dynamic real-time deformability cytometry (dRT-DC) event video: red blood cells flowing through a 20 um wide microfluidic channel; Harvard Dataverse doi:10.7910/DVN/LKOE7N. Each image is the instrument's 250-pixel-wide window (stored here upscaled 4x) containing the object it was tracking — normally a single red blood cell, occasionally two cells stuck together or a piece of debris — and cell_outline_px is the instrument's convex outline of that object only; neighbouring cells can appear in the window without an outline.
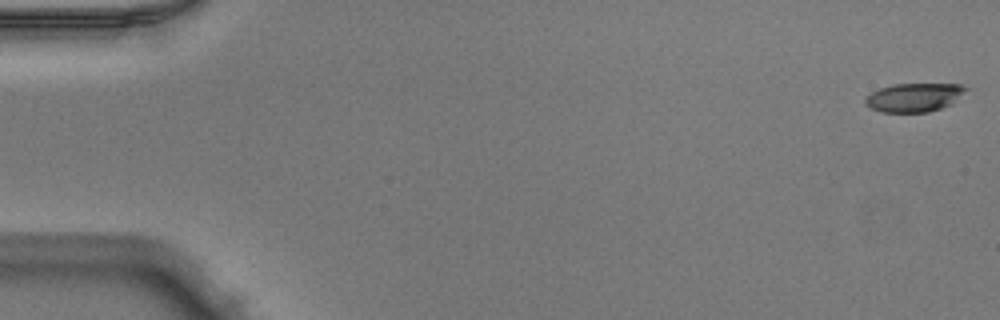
{"species": "Egyptian fruit bat (a non-hibernating species)", "species_latin": "Rousettus aegyptiacus", "temperature_condition": "warm", "stored_images_in_passage": 47, "camera_frame_rate_fps": 3000, "um_per_image_px": 0.085, "animal": {"sex": "male"}, "frame": {"image": 1, "passage_image": 1, "time_ms": 0.0, "image_size_px": [1000, 320], "cell_outline_px": [[968, 88], [952, 104], [928, 112], [884, 112], [872, 108], [864, 100], [872, 92], [880, 88], [892, 84], [960, 84]], "centroid_in_image_um": [77.72, 8.27], "position_along_channel_um": 7.3, "area_um2": 16.53}}
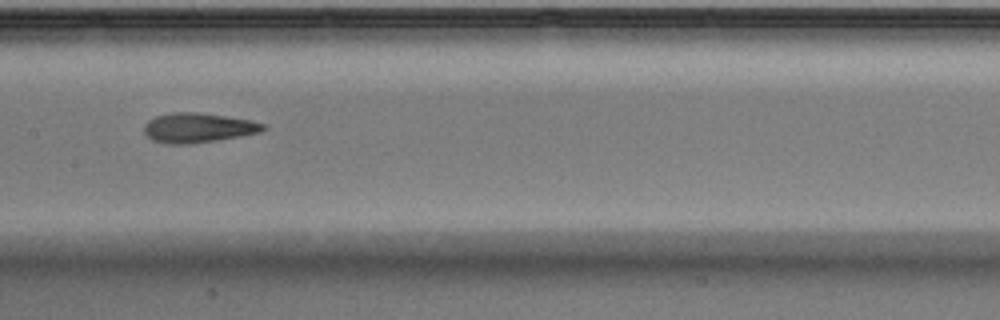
{"frame": {"image": 2, "passage_image": 26, "time_ms": 8.333, "image_size_px": [1000, 320], "cell_outline_px": [[268, 128], [260, 132], [240, 136], [192, 144], [168, 144], [152, 140], [144, 132], [144, 124], [148, 120], [156, 116], [172, 112], [196, 112], [224, 116], [248, 120], [264, 124]], "centroid_in_image_um": [16.8, 10.86], "position_along_channel_um": 190.6, "area_um2": 20.46}}
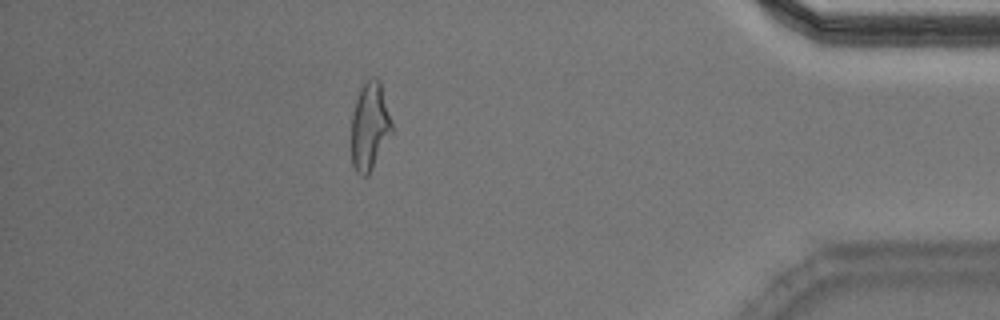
{"frame": {"image": 3, "passage_image": 45, "time_ms": 14.667, "image_size_px": [1000, 320], "cell_outline_px": [[392, 132], [368, 176], [360, 176], [356, 172], [352, 164], [352, 116], [356, 100], [360, 88], [372, 76], [376, 76], [380, 80], [392, 124]], "centroid_in_image_um": [31.42, 10.74], "position_along_channel_um": 403.8, "area_um2": 20.52}, "authors_computed_cell_mechanics": {"area_um2": 20.23, "velocity_mm_per_s": 4.0344, "shape_relaxation_time_tau1_ms": 7.4618, "shape_relaxation_time_tau2_ms": 1.882, "deformation_change_tau1": 0.2668, "deformation_change_tau2": 0.1153}}